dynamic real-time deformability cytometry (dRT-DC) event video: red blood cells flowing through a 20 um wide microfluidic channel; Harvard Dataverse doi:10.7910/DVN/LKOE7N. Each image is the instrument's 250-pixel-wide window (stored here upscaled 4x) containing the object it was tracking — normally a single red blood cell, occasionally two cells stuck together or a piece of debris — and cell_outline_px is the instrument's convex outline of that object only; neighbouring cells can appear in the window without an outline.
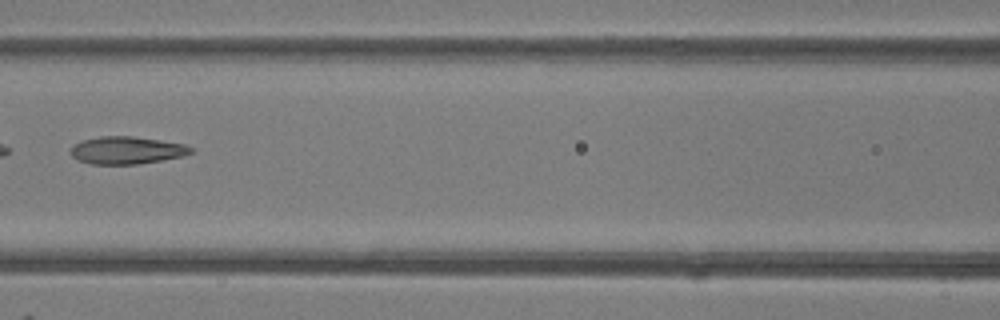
{"species": "common noctule bat (a hibernating species)", "species_latin": "Nyctalus noctula", "temperature_condition": "room temperature", "stored_images_in_passage": 7, "camera_frame_rate_fps": 3000, "um_per_image_px": 0.085, "animal": {"sex": "female"}, "frame": {"image": 1, "passage_image": 7, "time_ms": 6.667, "image_size_px": [1000, 320], "cell_outline_px": [[192, 152], [184, 156], [136, 164], [92, 164], [80, 160], [72, 156], [68, 148], [72, 144], [84, 140], [100, 136], [132, 136], [160, 140], [184, 144], [192, 148]], "centroid_in_image_um": [10.73, 12.76], "position_along_channel_um": 155.9, "area_um2": 19.19}}